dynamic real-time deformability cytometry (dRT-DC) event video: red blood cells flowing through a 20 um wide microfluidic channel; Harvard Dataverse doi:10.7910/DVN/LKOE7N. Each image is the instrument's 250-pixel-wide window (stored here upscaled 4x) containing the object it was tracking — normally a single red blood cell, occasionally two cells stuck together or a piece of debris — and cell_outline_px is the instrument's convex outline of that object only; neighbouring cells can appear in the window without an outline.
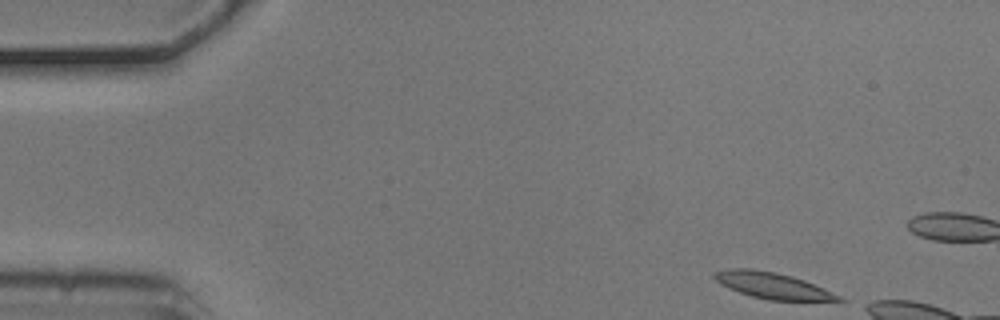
{"species": "common noctule bat (a hibernating species)", "species_latin": "Nyctalus noctula", "temperature_condition": "cold", "stored_images_in_passage": 4, "camera_frame_rate_fps": 3000, "um_per_image_px": 0.085, "animal": {"sex": "male", "body_mass_g": 20.5, "forearm_length_mm": 52.5}, "frame": {"image": 1, "passage_image": 1, "time_ms": 0.0, "image_size_px": [1000, 320], "cell_outline_px": [[848, 300], [768, 300], [752, 296], [728, 288], [720, 284], [712, 276], [712, 272], [728, 268], [752, 268], [776, 272], [792, 276], [804, 280], [824, 288]], "centroid_in_image_um": [65.6, 24.25], "position_along_channel_um": 19.4, "area_um2": 18.9}}